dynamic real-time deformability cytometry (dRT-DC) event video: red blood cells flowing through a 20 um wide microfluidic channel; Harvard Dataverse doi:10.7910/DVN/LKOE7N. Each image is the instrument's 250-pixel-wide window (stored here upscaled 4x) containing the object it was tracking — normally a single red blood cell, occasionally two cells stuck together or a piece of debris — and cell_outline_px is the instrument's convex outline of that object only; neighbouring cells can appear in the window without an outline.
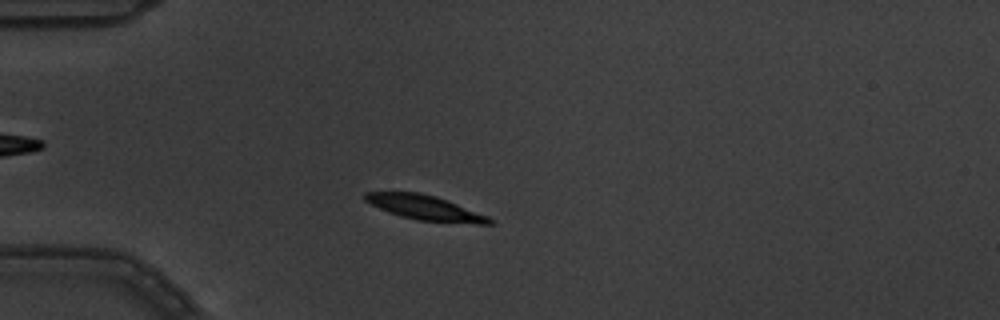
{"species": "common noctule bat (a hibernating species)", "species_latin": "Nyctalus noctula", "temperature_condition": "warm", "stored_images_in_passage": 5, "camera_frame_rate_fps": 3000, "um_per_image_px": 0.085, "animal": {"sex": "male", "body_mass_g": 19.5, "forearm_length_mm": 54.6}, "frame": {"image": 1, "passage_image": 3, "time_ms": 0.667, "image_size_px": [1000, 320], "cell_outline_px": [[492, 224], [476, 224], [416, 220], [400, 216], [388, 212], [364, 200], [364, 192], [420, 192], [436, 196], [488, 216], [492, 220]], "centroid_in_image_um": [36.12, 17.65], "position_along_channel_um": 48.9, "area_um2": 17.8}}